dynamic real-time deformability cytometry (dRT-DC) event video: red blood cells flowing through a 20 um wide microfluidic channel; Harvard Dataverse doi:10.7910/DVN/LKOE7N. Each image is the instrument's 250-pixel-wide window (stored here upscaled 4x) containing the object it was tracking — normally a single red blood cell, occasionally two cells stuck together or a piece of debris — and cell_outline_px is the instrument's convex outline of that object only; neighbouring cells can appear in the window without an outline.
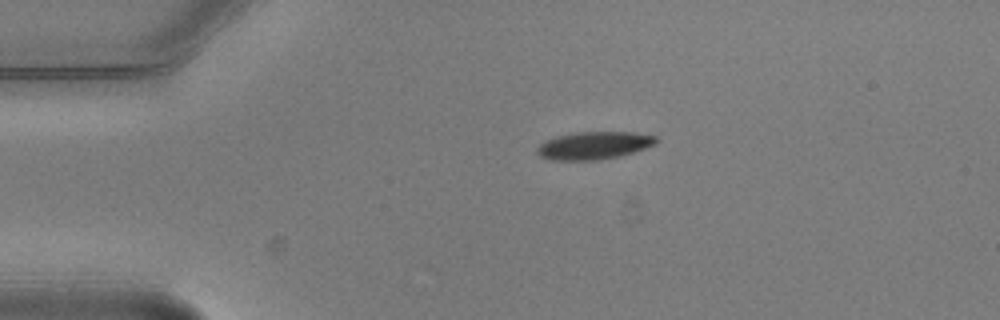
{"species": "common noctule bat (a hibernating species)", "species_latin": "Nyctalus noctula", "temperature_condition": "warm", "stored_images_in_passage": 4, "camera_frame_rate_fps": 3000, "um_per_image_px": 0.085, "animal": {"sex": "male", "body_mass_g": 20.5, "forearm_length_mm": 52.5}, "frame": {"image": 1, "passage_image": 1, "time_ms": 0.0, "image_size_px": [1000, 320], "cell_outline_px": [[660, 140], [656, 144], [620, 156], [596, 160], [552, 160], [540, 156], [536, 152], [536, 148], [540, 144], [556, 136], [576, 132], [636, 132], [656, 136]], "centroid_in_image_um": [50.51, 12.36], "position_along_channel_um": 34.5, "area_um2": 19.19}}
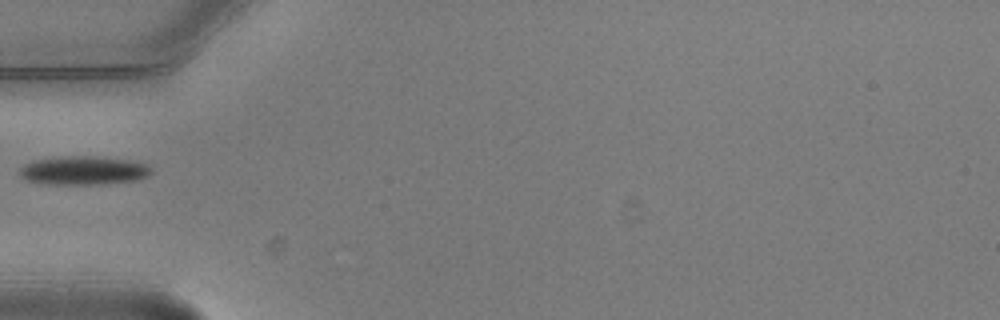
{"frame": {"image": 2, "passage_image": 3, "time_ms": 0.667, "image_size_px": [1000, 320], "cell_outline_px": [[152, 172], [148, 176], [140, 180], [104, 184], [48, 184], [24, 180], [20, 176], [20, 168], [24, 164], [36, 160], [64, 156], [92, 156], [128, 160], [148, 164], [152, 168]], "centroid_in_image_um": [7.13, 14.5], "position_along_channel_um": 77.9, "area_um2": 22.14}}
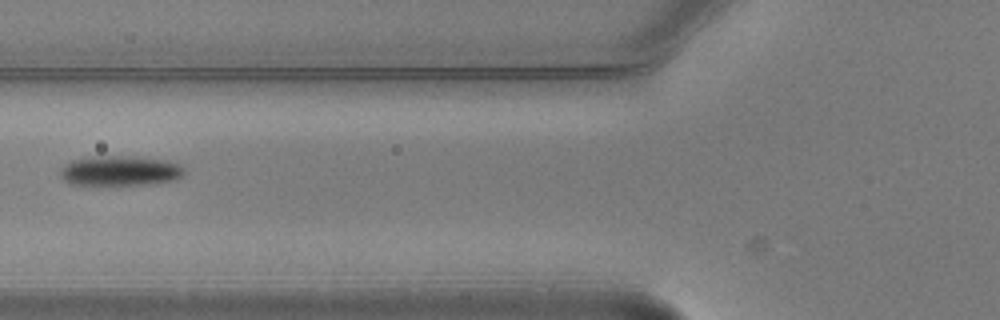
{"frame": {"image": 3, "passage_image": 4, "time_ms": 1.0, "image_size_px": [1000, 320], "cell_outline_px": [[184, 176], [176, 180], [148, 184], [68, 184], [60, 176], [60, 168], [64, 164], [72, 160], [92, 156], [136, 156], [168, 160], [180, 164], [184, 168]], "centroid_in_image_um": [10.23, 14.5], "position_along_channel_um": 115.6, "area_um2": 21.91}}